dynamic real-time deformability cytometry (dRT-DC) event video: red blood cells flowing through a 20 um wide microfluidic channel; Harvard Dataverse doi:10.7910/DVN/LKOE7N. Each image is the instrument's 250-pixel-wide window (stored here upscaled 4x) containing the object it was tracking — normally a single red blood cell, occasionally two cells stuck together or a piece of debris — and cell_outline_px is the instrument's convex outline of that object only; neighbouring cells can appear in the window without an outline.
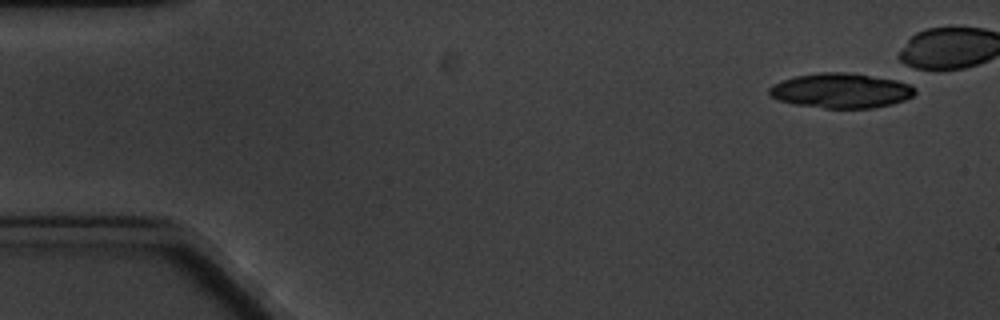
{"species": "common noctule bat (a hibernating species)", "species_latin": "Nyctalus noctula", "temperature_condition": "cold", "stored_images_in_passage": 12, "camera_frame_rate_fps": 3000, "um_per_image_px": 0.085, "animal": {"sex": "male", "body_mass_g": 20.1, "forearm_length_mm": 53.5}, "frame": {"image": 1, "passage_image": 1, "time_ms": 0.0, "image_size_px": [1000, 320], "cell_outline_px": [[916, 92], [912, 96], [904, 100], [892, 104], [872, 108], [824, 108], [796, 104], [780, 100], [768, 96], [768, 88], [772, 84], [796, 76], [820, 72], [844, 72], [896, 80], [908, 84], [916, 88]], "centroid_in_image_um": [71.47, 7.71], "position_along_channel_um": 13.5, "area_um2": 29.42}}